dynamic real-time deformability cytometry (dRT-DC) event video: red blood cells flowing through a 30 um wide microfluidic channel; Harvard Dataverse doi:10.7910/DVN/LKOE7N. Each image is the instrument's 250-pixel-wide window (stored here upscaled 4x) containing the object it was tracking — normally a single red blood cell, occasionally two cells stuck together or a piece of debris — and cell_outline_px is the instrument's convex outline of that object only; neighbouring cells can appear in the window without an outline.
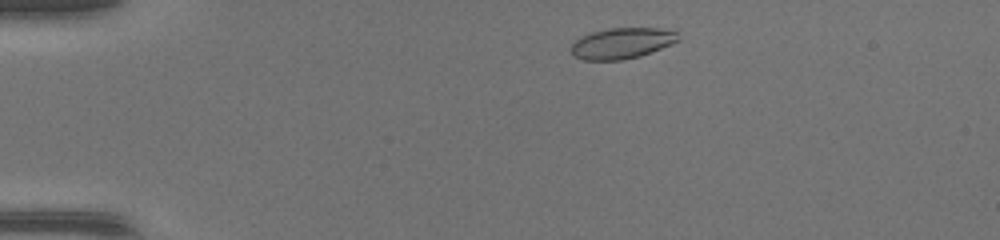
{"species": "common noctule bat (a hibernating species)", "species_latin": "Nyctalus noctula", "temperature_condition": "warm", "stored_images_in_passage": 40, "camera_frame_rate_fps": 3000, "um_per_image_px": 0.085, "animal": {"sex": "female", "body_mass_g": 17.0, "forearm_length_mm": 48.0}, "frame": {"image": 1, "passage_image": 3, "time_ms": 0.667, "image_size_px": [1000, 240], "cell_outline_px": [[680, 40], [672, 44], [640, 56], [624, 60], [584, 60], [572, 56], [572, 44], [580, 36], [592, 32], [608, 28], [660, 28], [676, 32]], "centroid_in_image_um": [52.85, 3.68], "position_along_channel_um": 32.2, "area_um2": 19.31}}
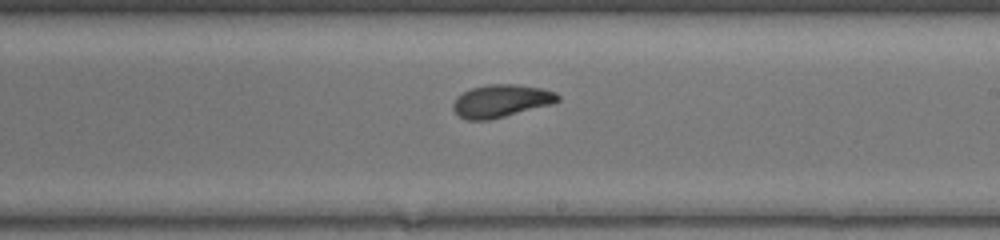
{"frame": {"image": 2, "passage_image": 22, "time_ms": 7.0, "image_size_px": [1000, 240], "cell_outline_px": [[560, 100], [552, 104], [488, 120], [468, 120], [460, 116], [452, 108], [452, 104], [456, 96], [472, 88], [488, 84], [516, 84], [544, 88], [556, 92], [560, 96]], "centroid_in_image_um": [42.61, 8.56], "position_along_channel_um": 246.4, "area_um2": 19.94}}
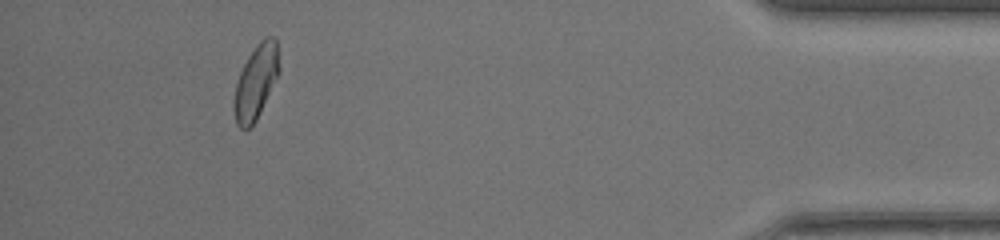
{"frame": {"image": 3, "passage_image": 37, "time_ms": 12.0, "image_size_px": [1000, 240], "cell_outline_px": [[280, 72], [256, 120], [244, 132], [236, 124], [232, 108], [232, 100], [236, 84], [240, 72], [248, 56], [256, 44], [264, 36], [272, 36], [276, 40], [280, 68]], "centroid_in_image_um": [21.73, 6.98], "position_along_channel_um": 413.5, "area_um2": 19.77}}